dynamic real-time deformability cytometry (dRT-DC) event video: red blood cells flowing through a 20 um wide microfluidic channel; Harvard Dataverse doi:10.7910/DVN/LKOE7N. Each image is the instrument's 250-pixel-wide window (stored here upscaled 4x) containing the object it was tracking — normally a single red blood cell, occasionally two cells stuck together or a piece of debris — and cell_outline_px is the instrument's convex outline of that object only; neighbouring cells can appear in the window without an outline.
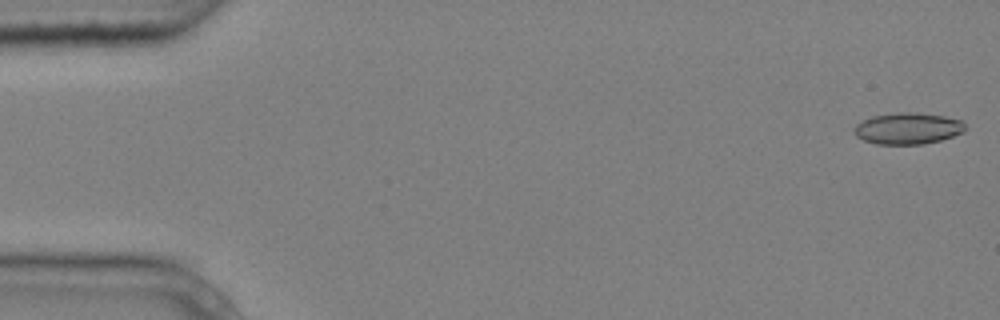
{"species": "common noctule bat (a hibernating species)", "species_latin": "Nyctalus noctula", "temperature_condition": "cold", "stored_images_in_passage": 5, "camera_frame_rate_fps": 3000, "um_per_image_px": 0.085, "animal": {"sex": "male", "body_mass_g": 20.4}, "frame": {"image": 1, "passage_image": 1, "time_ms": 0.0, "image_size_px": [1000, 320], "cell_outline_px": [[968, 128], [964, 132], [940, 140], [924, 144], [876, 144], [864, 140], [856, 136], [852, 132], [852, 128], [856, 124], [872, 116], [900, 112], [916, 112], [944, 116], [960, 120]], "centroid_in_image_um": [77.15, 10.92], "position_along_channel_um": 7.8, "area_um2": 20.46}}
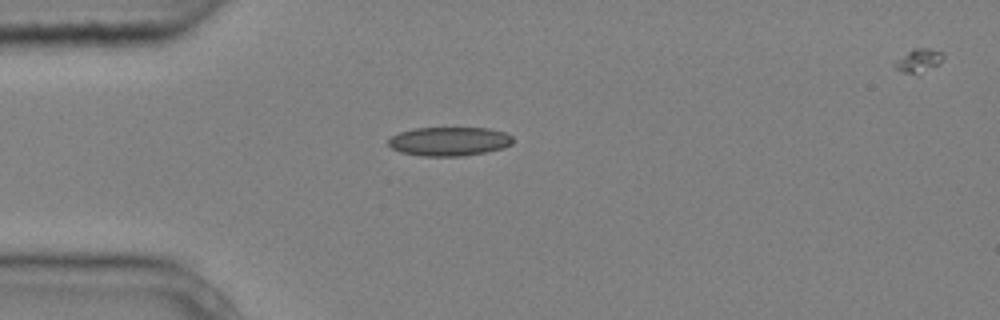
{"frame": {"image": 2, "passage_image": 4, "time_ms": 1.0, "image_size_px": [1000, 320], "cell_outline_px": [[512, 144], [504, 148], [464, 156], [420, 156], [400, 152], [392, 148], [388, 144], [388, 140], [392, 136], [400, 132], [416, 128], [488, 128], [508, 132], [512, 136]], "centroid_in_image_um": [38.21, 12.02], "position_along_channel_um": 46.8, "area_um2": 21.1}}